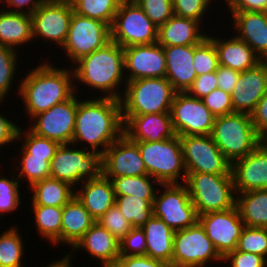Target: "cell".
Returning a JSON list of instances; mask_svg holds the SVG:
<instances>
[{
	"label": "cell",
	"mask_w": 267,
	"mask_h": 267,
	"mask_svg": "<svg viewBox=\"0 0 267 267\" xmlns=\"http://www.w3.org/2000/svg\"><path fill=\"white\" fill-rule=\"evenodd\" d=\"M123 134L120 100L105 97L78 100L72 146L83 141L89 144L91 151L102 155ZM99 146H103L102 150Z\"/></svg>",
	"instance_id": "obj_1"
},
{
	"label": "cell",
	"mask_w": 267,
	"mask_h": 267,
	"mask_svg": "<svg viewBox=\"0 0 267 267\" xmlns=\"http://www.w3.org/2000/svg\"><path fill=\"white\" fill-rule=\"evenodd\" d=\"M73 79L72 68L59 69L47 61L29 71L18 88V94L26 107L25 113L32 119L54 105L69 100L77 87Z\"/></svg>",
	"instance_id": "obj_2"
},
{
	"label": "cell",
	"mask_w": 267,
	"mask_h": 267,
	"mask_svg": "<svg viewBox=\"0 0 267 267\" xmlns=\"http://www.w3.org/2000/svg\"><path fill=\"white\" fill-rule=\"evenodd\" d=\"M74 65V80L104 92L105 98H122L121 91L116 90L125 80L124 53L120 45L110 41L103 48L80 58Z\"/></svg>",
	"instance_id": "obj_3"
},
{
	"label": "cell",
	"mask_w": 267,
	"mask_h": 267,
	"mask_svg": "<svg viewBox=\"0 0 267 267\" xmlns=\"http://www.w3.org/2000/svg\"><path fill=\"white\" fill-rule=\"evenodd\" d=\"M120 99L122 116L170 113L177 91L163 78H141L127 81Z\"/></svg>",
	"instance_id": "obj_4"
},
{
	"label": "cell",
	"mask_w": 267,
	"mask_h": 267,
	"mask_svg": "<svg viewBox=\"0 0 267 267\" xmlns=\"http://www.w3.org/2000/svg\"><path fill=\"white\" fill-rule=\"evenodd\" d=\"M210 136L231 164L263 141L255 131L251 116L238 112L216 117Z\"/></svg>",
	"instance_id": "obj_5"
},
{
	"label": "cell",
	"mask_w": 267,
	"mask_h": 267,
	"mask_svg": "<svg viewBox=\"0 0 267 267\" xmlns=\"http://www.w3.org/2000/svg\"><path fill=\"white\" fill-rule=\"evenodd\" d=\"M184 184L198 215L225 211L236 206L232 175L190 173Z\"/></svg>",
	"instance_id": "obj_6"
},
{
	"label": "cell",
	"mask_w": 267,
	"mask_h": 267,
	"mask_svg": "<svg viewBox=\"0 0 267 267\" xmlns=\"http://www.w3.org/2000/svg\"><path fill=\"white\" fill-rule=\"evenodd\" d=\"M136 143L139 145L147 174L159 184H179L178 179L185 182L187 174L178 135L157 142Z\"/></svg>",
	"instance_id": "obj_7"
},
{
	"label": "cell",
	"mask_w": 267,
	"mask_h": 267,
	"mask_svg": "<svg viewBox=\"0 0 267 267\" xmlns=\"http://www.w3.org/2000/svg\"><path fill=\"white\" fill-rule=\"evenodd\" d=\"M111 30V41L122 48L149 45L158 41V27L146 16L135 0L119 5Z\"/></svg>",
	"instance_id": "obj_8"
},
{
	"label": "cell",
	"mask_w": 267,
	"mask_h": 267,
	"mask_svg": "<svg viewBox=\"0 0 267 267\" xmlns=\"http://www.w3.org/2000/svg\"><path fill=\"white\" fill-rule=\"evenodd\" d=\"M60 144L50 162V177L69 183L72 187L83 180L97 178L102 173L101 154L88 147L71 148ZM87 149V151H86Z\"/></svg>",
	"instance_id": "obj_9"
},
{
	"label": "cell",
	"mask_w": 267,
	"mask_h": 267,
	"mask_svg": "<svg viewBox=\"0 0 267 267\" xmlns=\"http://www.w3.org/2000/svg\"><path fill=\"white\" fill-rule=\"evenodd\" d=\"M223 260L199 222L177 230L173 237L172 267H204L209 260Z\"/></svg>",
	"instance_id": "obj_10"
},
{
	"label": "cell",
	"mask_w": 267,
	"mask_h": 267,
	"mask_svg": "<svg viewBox=\"0 0 267 267\" xmlns=\"http://www.w3.org/2000/svg\"><path fill=\"white\" fill-rule=\"evenodd\" d=\"M153 201V215L163 220L174 231L188 228L198 222V214L192 204L185 184H160Z\"/></svg>",
	"instance_id": "obj_11"
},
{
	"label": "cell",
	"mask_w": 267,
	"mask_h": 267,
	"mask_svg": "<svg viewBox=\"0 0 267 267\" xmlns=\"http://www.w3.org/2000/svg\"><path fill=\"white\" fill-rule=\"evenodd\" d=\"M110 41L111 30L108 24L73 12L67 38L61 48L74 64Z\"/></svg>",
	"instance_id": "obj_12"
},
{
	"label": "cell",
	"mask_w": 267,
	"mask_h": 267,
	"mask_svg": "<svg viewBox=\"0 0 267 267\" xmlns=\"http://www.w3.org/2000/svg\"><path fill=\"white\" fill-rule=\"evenodd\" d=\"M186 174L209 173L232 175L231 163L210 135L179 136Z\"/></svg>",
	"instance_id": "obj_13"
},
{
	"label": "cell",
	"mask_w": 267,
	"mask_h": 267,
	"mask_svg": "<svg viewBox=\"0 0 267 267\" xmlns=\"http://www.w3.org/2000/svg\"><path fill=\"white\" fill-rule=\"evenodd\" d=\"M174 132L178 136L210 135L216 117L199 98L177 92L171 109Z\"/></svg>",
	"instance_id": "obj_14"
},
{
	"label": "cell",
	"mask_w": 267,
	"mask_h": 267,
	"mask_svg": "<svg viewBox=\"0 0 267 267\" xmlns=\"http://www.w3.org/2000/svg\"><path fill=\"white\" fill-rule=\"evenodd\" d=\"M77 107L75 92L69 100L58 103L30 119L33 126L30 125L29 128L31 127L30 130L35 134L59 144H72Z\"/></svg>",
	"instance_id": "obj_15"
},
{
	"label": "cell",
	"mask_w": 267,
	"mask_h": 267,
	"mask_svg": "<svg viewBox=\"0 0 267 267\" xmlns=\"http://www.w3.org/2000/svg\"><path fill=\"white\" fill-rule=\"evenodd\" d=\"M74 9L70 0H46L31 15L33 39L37 36L62 47Z\"/></svg>",
	"instance_id": "obj_16"
},
{
	"label": "cell",
	"mask_w": 267,
	"mask_h": 267,
	"mask_svg": "<svg viewBox=\"0 0 267 267\" xmlns=\"http://www.w3.org/2000/svg\"><path fill=\"white\" fill-rule=\"evenodd\" d=\"M198 222L222 257L236 249L245 227L236 206L225 211L198 215Z\"/></svg>",
	"instance_id": "obj_17"
},
{
	"label": "cell",
	"mask_w": 267,
	"mask_h": 267,
	"mask_svg": "<svg viewBox=\"0 0 267 267\" xmlns=\"http://www.w3.org/2000/svg\"><path fill=\"white\" fill-rule=\"evenodd\" d=\"M102 174L109 178L148 175L139 145L125 134L101 155Z\"/></svg>",
	"instance_id": "obj_18"
},
{
	"label": "cell",
	"mask_w": 267,
	"mask_h": 267,
	"mask_svg": "<svg viewBox=\"0 0 267 267\" xmlns=\"http://www.w3.org/2000/svg\"><path fill=\"white\" fill-rule=\"evenodd\" d=\"M124 69L127 81L141 78H163L166 75V59L162 45H133L123 48Z\"/></svg>",
	"instance_id": "obj_19"
},
{
	"label": "cell",
	"mask_w": 267,
	"mask_h": 267,
	"mask_svg": "<svg viewBox=\"0 0 267 267\" xmlns=\"http://www.w3.org/2000/svg\"><path fill=\"white\" fill-rule=\"evenodd\" d=\"M236 194L267 189V140L251 153L231 164Z\"/></svg>",
	"instance_id": "obj_20"
},
{
	"label": "cell",
	"mask_w": 267,
	"mask_h": 267,
	"mask_svg": "<svg viewBox=\"0 0 267 267\" xmlns=\"http://www.w3.org/2000/svg\"><path fill=\"white\" fill-rule=\"evenodd\" d=\"M266 91L267 67L262 62L240 72V77L231 93L234 112L250 115Z\"/></svg>",
	"instance_id": "obj_21"
},
{
	"label": "cell",
	"mask_w": 267,
	"mask_h": 267,
	"mask_svg": "<svg viewBox=\"0 0 267 267\" xmlns=\"http://www.w3.org/2000/svg\"><path fill=\"white\" fill-rule=\"evenodd\" d=\"M122 117L124 134L133 142H157L176 136L170 113Z\"/></svg>",
	"instance_id": "obj_22"
},
{
	"label": "cell",
	"mask_w": 267,
	"mask_h": 267,
	"mask_svg": "<svg viewBox=\"0 0 267 267\" xmlns=\"http://www.w3.org/2000/svg\"><path fill=\"white\" fill-rule=\"evenodd\" d=\"M166 59V79L177 92H186L196 79L194 45L163 46Z\"/></svg>",
	"instance_id": "obj_23"
},
{
	"label": "cell",
	"mask_w": 267,
	"mask_h": 267,
	"mask_svg": "<svg viewBox=\"0 0 267 267\" xmlns=\"http://www.w3.org/2000/svg\"><path fill=\"white\" fill-rule=\"evenodd\" d=\"M238 39L246 42L262 60L267 54V12L230 11Z\"/></svg>",
	"instance_id": "obj_24"
},
{
	"label": "cell",
	"mask_w": 267,
	"mask_h": 267,
	"mask_svg": "<svg viewBox=\"0 0 267 267\" xmlns=\"http://www.w3.org/2000/svg\"><path fill=\"white\" fill-rule=\"evenodd\" d=\"M72 248V251L85 249L92 257L100 259L104 267H113L120 257V241L97 221Z\"/></svg>",
	"instance_id": "obj_25"
},
{
	"label": "cell",
	"mask_w": 267,
	"mask_h": 267,
	"mask_svg": "<svg viewBox=\"0 0 267 267\" xmlns=\"http://www.w3.org/2000/svg\"><path fill=\"white\" fill-rule=\"evenodd\" d=\"M199 21L173 15L158 28L157 43L162 46H190L200 44L208 35L203 34ZM200 29V30H199Z\"/></svg>",
	"instance_id": "obj_26"
},
{
	"label": "cell",
	"mask_w": 267,
	"mask_h": 267,
	"mask_svg": "<svg viewBox=\"0 0 267 267\" xmlns=\"http://www.w3.org/2000/svg\"><path fill=\"white\" fill-rule=\"evenodd\" d=\"M82 184V189L76 191L75 196L97 221L115 204L112 182L101 173L97 178Z\"/></svg>",
	"instance_id": "obj_27"
},
{
	"label": "cell",
	"mask_w": 267,
	"mask_h": 267,
	"mask_svg": "<svg viewBox=\"0 0 267 267\" xmlns=\"http://www.w3.org/2000/svg\"><path fill=\"white\" fill-rule=\"evenodd\" d=\"M215 45L218 53L219 65L231 68L238 72L255 67L261 59L252 48L236 36L229 40L207 36Z\"/></svg>",
	"instance_id": "obj_28"
},
{
	"label": "cell",
	"mask_w": 267,
	"mask_h": 267,
	"mask_svg": "<svg viewBox=\"0 0 267 267\" xmlns=\"http://www.w3.org/2000/svg\"><path fill=\"white\" fill-rule=\"evenodd\" d=\"M96 223L89 211L74 195L62 212L61 242L72 247Z\"/></svg>",
	"instance_id": "obj_29"
},
{
	"label": "cell",
	"mask_w": 267,
	"mask_h": 267,
	"mask_svg": "<svg viewBox=\"0 0 267 267\" xmlns=\"http://www.w3.org/2000/svg\"><path fill=\"white\" fill-rule=\"evenodd\" d=\"M141 228L146 239V255L164 261L172 267L175 231L154 215Z\"/></svg>",
	"instance_id": "obj_30"
},
{
	"label": "cell",
	"mask_w": 267,
	"mask_h": 267,
	"mask_svg": "<svg viewBox=\"0 0 267 267\" xmlns=\"http://www.w3.org/2000/svg\"><path fill=\"white\" fill-rule=\"evenodd\" d=\"M32 17L24 13L0 11V45L13 49L24 43L32 42Z\"/></svg>",
	"instance_id": "obj_31"
},
{
	"label": "cell",
	"mask_w": 267,
	"mask_h": 267,
	"mask_svg": "<svg viewBox=\"0 0 267 267\" xmlns=\"http://www.w3.org/2000/svg\"><path fill=\"white\" fill-rule=\"evenodd\" d=\"M236 207L246 227L267 228V189L236 195Z\"/></svg>",
	"instance_id": "obj_32"
},
{
	"label": "cell",
	"mask_w": 267,
	"mask_h": 267,
	"mask_svg": "<svg viewBox=\"0 0 267 267\" xmlns=\"http://www.w3.org/2000/svg\"><path fill=\"white\" fill-rule=\"evenodd\" d=\"M32 205L63 207L74 195V187L69 183L48 177L31 187ZM73 189V190H72Z\"/></svg>",
	"instance_id": "obj_33"
},
{
	"label": "cell",
	"mask_w": 267,
	"mask_h": 267,
	"mask_svg": "<svg viewBox=\"0 0 267 267\" xmlns=\"http://www.w3.org/2000/svg\"><path fill=\"white\" fill-rule=\"evenodd\" d=\"M35 225L42 237L53 243H61L63 207L32 205Z\"/></svg>",
	"instance_id": "obj_34"
},
{
	"label": "cell",
	"mask_w": 267,
	"mask_h": 267,
	"mask_svg": "<svg viewBox=\"0 0 267 267\" xmlns=\"http://www.w3.org/2000/svg\"><path fill=\"white\" fill-rule=\"evenodd\" d=\"M111 182L115 196L132 195L142 199H154L157 191L154 185H160L149 175L113 177Z\"/></svg>",
	"instance_id": "obj_35"
},
{
	"label": "cell",
	"mask_w": 267,
	"mask_h": 267,
	"mask_svg": "<svg viewBox=\"0 0 267 267\" xmlns=\"http://www.w3.org/2000/svg\"><path fill=\"white\" fill-rule=\"evenodd\" d=\"M154 199L132 195L115 196V204L132 227H142L153 216Z\"/></svg>",
	"instance_id": "obj_36"
},
{
	"label": "cell",
	"mask_w": 267,
	"mask_h": 267,
	"mask_svg": "<svg viewBox=\"0 0 267 267\" xmlns=\"http://www.w3.org/2000/svg\"><path fill=\"white\" fill-rule=\"evenodd\" d=\"M74 12L99 21L110 27L123 0H70Z\"/></svg>",
	"instance_id": "obj_37"
},
{
	"label": "cell",
	"mask_w": 267,
	"mask_h": 267,
	"mask_svg": "<svg viewBox=\"0 0 267 267\" xmlns=\"http://www.w3.org/2000/svg\"><path fill=\"white\" fill-rule=\"evenodd\" d=\"M20 235L16 227L0 235V267H22L24 246Z\"/></svg>",
	"instance_id": "obj_38"
},
{
	"label": "cell",
	"mask_w": 267,
	"mask_h": 267,
	"mask_svg": "<svg viewBox=\"0 0 267 267\" xmlns=\"http://www.w3.org/2000/svg\"><path fill=\"white\" fill-rule=\"evenodd\" d=\"M22 159L20 162L19 179L25 178L30 187L45 178L50 177V162L53 157H32L21 147ZM25 176V177H24ZM23 177V178H22Z\"/></svg>",
	"instance_id": "obj_39"
},
{
	"label": "cell",
	"mask_w": 267,
	"mask_h": 267,
	"mask_svg": "<svg viewBox=\"0 0 267 267\" xmlns=\"http://www.w3.org/2000/svg\"><path fill=\"white\" fill-rule=\"evenodd\" d=\"M21 129L20 127L18 129L17 141L18 139H23L24 136L25 139L22 141H25L21 146L28 154H31L32 157H53L55 155L60 145L58 142L39 136L29 128L27 131H22Z\"/></svg>",
	"instance_id": "obj_40"
},
{
	"label": "cell",
	"mask_w": 267,
	"mask_h": 267,
	"mask_svg": "<svg viewBox=\"0 0 267 267\" xmlns=\"http://www.w3.org/2000/svg\"><path fill=\"white\" fill-rule=\"evenodd\" d=\"M236 250L258 254L267 259V228L245 226Z\"/></svg>",
	"instance_id": "obj_41"
},
{
	"label": "cell",
	"mask_w": 267,
	"mask_h": 267,
	"mask_svg": "<svg viewBox=\"0 0 267 267\" xmlns=\"http://www.w3.org/2000/svg\"><path fill=\"white\" fill-rule=\"evenodd\" d=\"M194 68L197 76L216 72L219 67L218 53L214 43L206 37L194 45Z\"/></svg>",
	"instance_id": "obj_42"
},
{
	"label": "cell",
	"mask_w": 267,
	"mask_h": 267,
	"mask_svg": "<svg viewBox=\"0 0 267 267\" xmlns=\"http://www.w3.org/2000/svg\"><path fill=\"white\" fill-rule=\"evenodd\" d=\"M17 53L16 50L6 46L0 45V103L9 94L12 80L17 70ZM17 65V66H16Z\"/></svg>",
	"instance_id": "obj_43"
},
{
	"label": "cell",
	"mask_w": 267,
	"mask_h": 267,
	"mask_svg": "<svg viewBox=\"0 0 267 267\" xmlns=\"http://www.w3.org/2000/svg\"><path fill=\"white\" fill-rule=\"evenodd\" d=\"M97 222L119 241L133 228L116 204L108 209Z\"/></svg>",
	"instance_id": "obj_44"
},
{
	"label": "cell",
	"mask_w": 267,
	"mask_h": 267,
	"mask_svg": "<svg viewBox=\"0 0 267 267\" xmlns=\"http://www.w3.org/2000/svg\"><path fill=\"white\" fill-rule=\"evenodd\" d=\"M146 16L159 28L173 13L172 0H135Z\"/></svg>",
	"instance_id": "obj_45"
},
{
	"label": "cell",
	"mask_w": 267,
	"mask_h": 267,
	"mask_svg": "<svg viewBox=\"0 0 267 267\" xmlns=\"http://www.w3.org/2000/svg\"><path fill=\"white\" fill-rule=\"evenodd\" d=\"M201 100L215 117L234 112L231 94L224 92L222 89H214Z\"/></svg>",
	"instance_id": "obj_46"
},
{
	"label": "cell",
	"mask_w": 267,
	"mask_h": 267,
	"mask_svg": "<svg viewBox=\"0 0 267 267\" xmlns=\"http://www.w3.org/2000/svg\"><path fill=\"white\" fill-rule=\"evenodd\" d=\"M210 2L212 0H172L173 13L200 22Z\"/></svg>",
	"instance_id": "obj_47"
},
{
	"label": "cell",
	"mask_w": 267,
	"mask_h": 267,
	"mask_svg": "<svg viewBox=\"0 0 267 267\" xmlns=\"http://www.w3.org/2000/svg\"><path fill=\"white\" fill-rule=\"evenodd\" d=\"M146 255V239L142 228L133 227L120 241V256Z\"/></svg>",
	"instance_id": "obj_48"
},
{
	"label": "cell",
	"mask_w": 267,
	"mask_h": 267,
	"mask_svg": "<svg viewBox=\"0 0 267 267\" xmlns=\"http://www.w3.org/2000/svg\"><path fill=\"white\" fill-rule=\"evenodd\" d=\"M223 260H230L231 267H267V259L261 255L240 252L236 249L228 252Z\"/></svg>",
	"instance_id": "obj_49"
},
{
	"label": "cell",
	"mask_w": 267,
	"mask_h": 267,
	"mask_svg": "<svg viewBox=\"0 0 267 267\" xmlns=\"http://www.w3.org/2000/svg\"><path fill=\"white\" fill-rule=\"evenodd\" d=\"M216 88H218L216 72H211L197 76L186 92L190 96L202 99Z\"/></svg>",
	"instance_id": "obj_50"
},
{
	"label": "cell",
	"mask_w": 267,
	"mask_h": 267,
	"mask_svg": "<svg viewBox=\"0 0 267 267\" xmlns=\"http://www.w3.org/2000/svg\"><path fill=\"white\" fill-rule=\"evenodd\" d=\"M256 133L267 140V91L250 114Z\"/></svg>",
	"instance_id": "obj_51"
},
{
	"label": "cell",
	"mask_w": 267,
	"mask_h": 267,
	"mask_svg": "<svg viewBox=\"0 0 267 267\" xmlns=\"http://www.w3.org/2000/svg\"><path fill=\"white\" fill-rule=\"evenodd\" d=\"M113 267H171V265L147 255H136L120 256Z\"/></svg>",
	"instance_id": "obj_52"
},
{
	"label": "cell",
	"mask_w": 267,
	"mask_h": 267,
	"mask_svg": "<svg viewBox=\"0 0 267 267\" xmlns=\"http://www.w3.org/2000/svg\"><path fill=\"white\" fill-rule=\"evenodd\" d=\"M216 77L218 81V88L231 94L233 88L237 84L238 78L240 77V72L219 65L216 70Z\"/></svg>",
	"instance_id": "obj_53"
},
{
	"label": "cell",
	"mask_w": 267,
	"mask_h": 267,
	"mask_svg": "<svg viewBox=\"0 0 267 267\" xmlns=\"http://www.w3.org/2000/svg\"><path fill=\"white\" fill-rule=\"evenodd\" d=\"M230 11L267 12V0H224Z\"/></svg>",
	"instance_id": "obj_54"
},
{
	"label": "cell",
	"mask_w": 267,
	"mask_h": 267,
	"mask_svg": "<svg viewBox=\"0 0 267 267\" xmlns=\"http://www.w3.org/2000/svg\"><path fill=\"white\" fill-rule=\"evenodd\" d=\"M20 126L13 123L0 114V147L10 144L12 141L17 140V133Z\"/></svg>",
	"instance_id": "obj_55"
},
{
	"label": "cell",
	"mask_w": 267,
	"mask_h": 267,
	"mask_svg": "<svg viewBox=\"0 0 267 267\" xmlns=\"http://www.w3.org/2000/svg\"><path fill=\"white\" fill-rule=\"evenodd\" d=\"M1 4L3 0H0ZM7 3V6H12L11 9H7L6 11L14 12V13H24L27 15H32L37 8H39L46 0H5ZM28 7H27V6ZM26 6V10H22L23 7Z\"/></svg>",
	"instance_id": "obj_56"
},
{
	"label": "cell",
	"mask_w": 267,
	"mask_h": 267,
	"mask_svg": "<svg viewBox=\"0 0 267 267\" xmlns=\"http://www.w3.org/2000/svg\"><path fill=\"white\" fill-rule=\"evenodd\" d=\"M0 197H20L19 180L0 177Z\"/></svg>",
	"instance_id": "obj_57"
},
{
	"label": "cell",
	"mask_w": 267,
	"mask_h": 267,
	"mask_svg": "<svg viewBox=\"0 0 267 267\" xmlns=\"http://www.w3.org/2000/svg\"><path fill=\"white\" fill-rule=\"evenodd\" d=\"M20 197H0V215L5 212L9 213L19 208Z\"/></svg>",
	"instance_id": "obj_58"
},
{
	"label": "cell",
	"mask_w": 267,
	"mask_h": 267,
	"mask_svg": "<svg viewBox=\"0 0 267 267\" xmlns=\"http://www.w3.org/2000/svg\"><path fill=\"white\" fill-rule=\"evenodd\" d=\"M70 256H71L70 254H67L64 258L60 260H56L55 262L53 261L46 267H72L71 266L72 261H71Z\"/></svg>",
	"instance_id": "obj_59"
},
{
	"label": "cell",
	"mask_w": 267,
	"mask_h": 267,
	"mask_svg": "<svg viewBox=\"0 0 267 267\" xmlns=\"http://www.w3.org/2000/svg\"><path fill=\"white\" fill-rule=\"evenodd\" d=\"M261 62L267 67V54L264 56Z\"/></svg>",
	"instance_id": "obj_60"
}]
</instances>
